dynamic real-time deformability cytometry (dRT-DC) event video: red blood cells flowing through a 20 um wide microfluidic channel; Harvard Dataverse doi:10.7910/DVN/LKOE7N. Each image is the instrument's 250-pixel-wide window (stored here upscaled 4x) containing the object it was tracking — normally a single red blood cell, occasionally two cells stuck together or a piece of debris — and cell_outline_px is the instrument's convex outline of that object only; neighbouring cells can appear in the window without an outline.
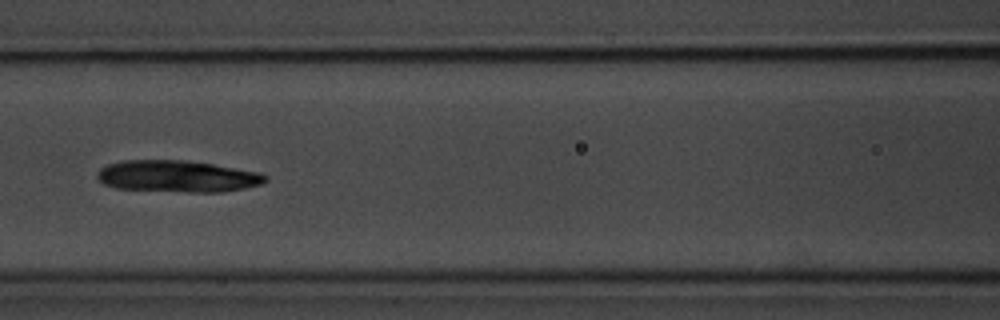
{"species": "common noctule bat (a hibernating species)", "species_latin": "Nyctalus noctula", "temperature_condition": "room temperature", "stored_images_in_passage": 9, "camera_frame_rate_fps": 3000, "um_per_image_px": 0.085, "animal": {"sex": "male", "body_mass_g": 20.1, "forearm_length_mm": 53.5}, "frame": {"image": 1, "passage_image": 7, "time_ms": 6.667, "image_size_px": [1000, 320], "cell_outline_px": [[268, 180], [260, 184], [244, 188], [220, 192], [188, 192], [116, 188], [104, 184], [96, 176], [96, 172], [100, 168], [108, 164], [124, 160], [188, 160], [260, 172], [268, 176]], "centroid_in_image_um": [15.08, 14.98], "position_along_channel_um": 151.5, "area_um2": 31.1}}